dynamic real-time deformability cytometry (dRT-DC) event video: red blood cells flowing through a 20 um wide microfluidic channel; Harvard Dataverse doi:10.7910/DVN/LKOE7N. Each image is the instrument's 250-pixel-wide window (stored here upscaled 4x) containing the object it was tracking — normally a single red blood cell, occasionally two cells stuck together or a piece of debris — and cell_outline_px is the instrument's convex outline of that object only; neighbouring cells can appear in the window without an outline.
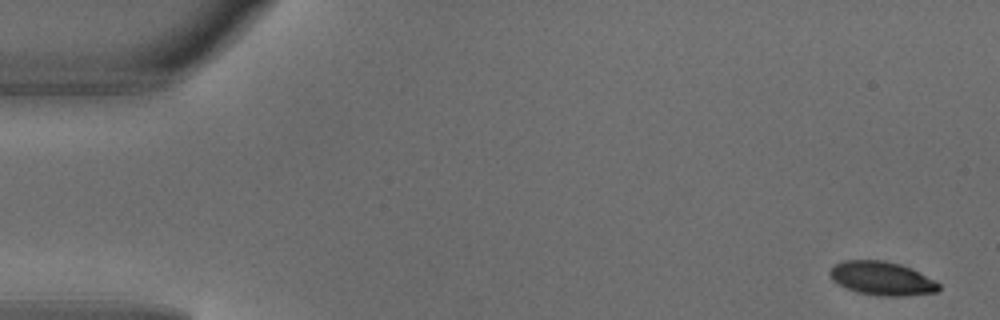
{"species": "common noctule bat (a hibernating species)", "species_latin": "Nyctalus noctula", "temperature_condition": "warm", "stored_images_in_passage": 4, "camera_frame_rate_fps": 3000, "um_per_image_px": 0.085, "animal": {"sex": "male", "body_mass_g": 18.8}, "frame": {"image": 1, "passage_image": 1, "time_ms": 0.0, "image_size_px": [1000, 320], "cell_outline_px": [[940, 288], [936, 292], [904, 296], [880, 296], [856, 292], [832, 280], [828, 272], [836, 264], [844, 260], [884, 260], [900, 264], [936, 280], [940, 284]], "centroid_in_image_um": [74.97, 23.67], "position_along_channel_um": 10.0, "area_um2": 21.27}}
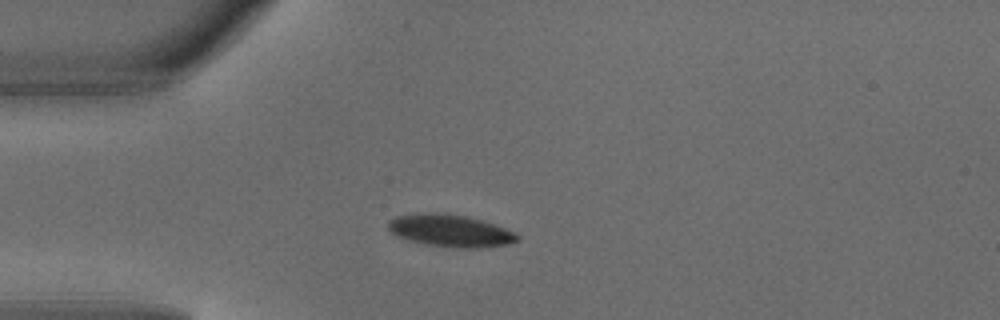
{"frame": {"image": 2, "passage_image": 4, "time_ms": 1.0, "image_size_px": [1000, 320], "cell_outline_px": [[520, 240], [508, 244], [480, 248], [456, 248], [428, 244], [412, 240], [400, 236], [392, 232], [388, 228], [388, 220], [396, 216], [424, 212], [436, 212], [468, 216], [504, 228], [520, 236]], "centroid_in_image_um": [38.29, 19.6], "position_along_channel_um": 46.7, "area_um2": 23.99}}